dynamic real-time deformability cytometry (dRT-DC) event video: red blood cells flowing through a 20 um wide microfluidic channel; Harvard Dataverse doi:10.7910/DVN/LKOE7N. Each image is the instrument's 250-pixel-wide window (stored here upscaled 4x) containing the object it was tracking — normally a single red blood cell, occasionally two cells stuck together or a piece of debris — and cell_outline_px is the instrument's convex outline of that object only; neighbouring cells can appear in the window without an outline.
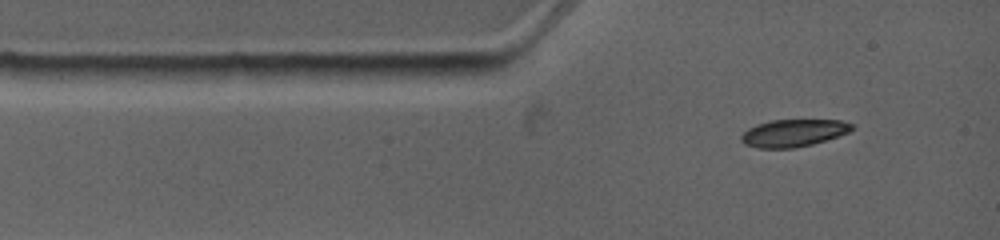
{"species": "common noctule bat (a hibernating species)", "species_latin": "Nyctalus noctula", "temperature_condition": "warm", "stored_images_in_passage": 7, "camera_frame_rate_fps": 4500, "um_per_image_px": 0.085, "animal": {"sex": "female", "body_mass_g": 19.0, "forearm_length_mm": 53.3}, "frame": {"image": 1, "passage_image": 1, "time_ms": 0.0, "image_size_px": [1000, 240], "cell_outline_px": [[856, 128], [848, 132], [812, 144], [792, 148], [760, 148], [744, 144], [740, 140], [740, 136], [748, 128], [756, 124], [772, 120], [840, 120], [852, 124]], "centroid_in_image_um": [67.41, 11.3], "position_along_channel_um": 17.6, "area_um2": 17.51}}
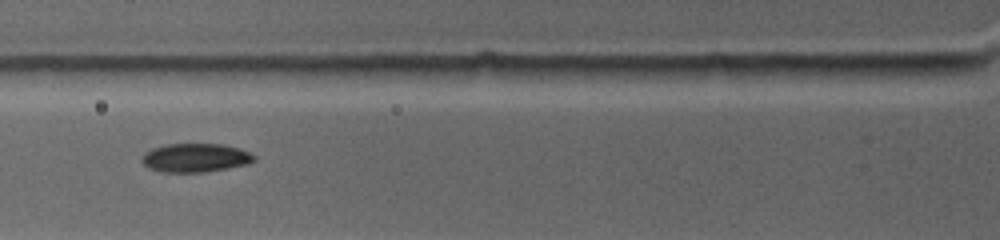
{"frame": {"image": 2, "passage_image": 4, "time_ms": 2.889, "image_size_px": [1000, 240], "cell_outline_px": [[256, 160], [248, 164], [228, 168], [204, 172], [164, 172], [148, 168], [140, 160], [144, 152], [152, 148], [164, 144], [224, 144], [240, 148], [256, 156]], "centroid_in_image_um": [16.6, 13.4], "position_along_channel_um": 109.2, "area_um2": 18.96}}
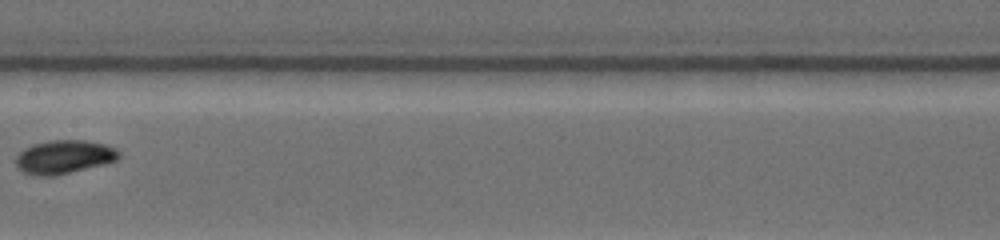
{"frame": {"image": 3, "passage_image": 7, "time_ms": 5.333, "image_size_px": [1000, 240], "cell_outline_px": [[120, 156], [116, 160], [104, 164], [52, 176], [36, 176], [24, 172], [16, 164], [16, 156], [24, 148], [32, 144], [48, 140], [84, 140], [104, 144], [116, 148], [120, 152]], "centroid_in_image_um": [5.44, 13.32], "position_along_channel_um": 202.0, "area_um2": 20.06}}